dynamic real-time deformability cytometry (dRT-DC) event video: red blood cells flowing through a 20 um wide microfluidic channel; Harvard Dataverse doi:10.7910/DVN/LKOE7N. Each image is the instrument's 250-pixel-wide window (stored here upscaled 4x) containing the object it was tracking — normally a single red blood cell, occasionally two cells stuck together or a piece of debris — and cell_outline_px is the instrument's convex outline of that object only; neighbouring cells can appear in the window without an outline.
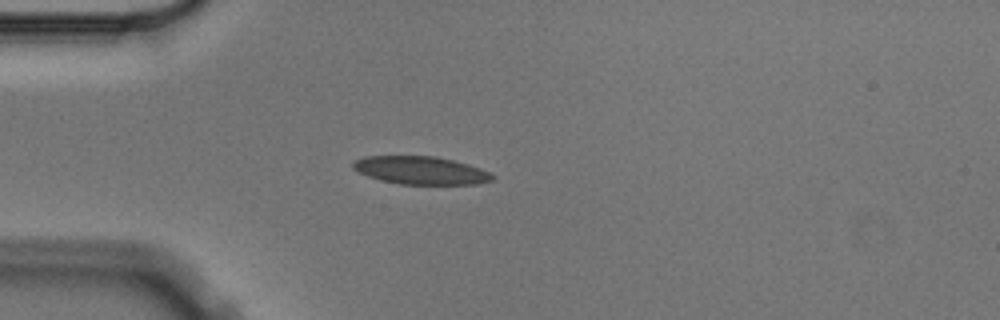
{"species": "Egyptian fruit bat (a non-hibernating species)", "species_latin": "Rousettus aegyptiacus", "temperature_condition": "cold", "stored_images_in_passage": 5, "camera_frame_rate_fps": 3000, "um_per_image_px": 0.085, "animal": {"sex": "male"}, "frame": {"image": 1, "passage_image": 4, "time_ms": 1.0, "image_size_px": [1000, 320], "cell_outline_px": [[496, 176], [492, 180], [476, 184], [400, 184], [380, 180], [368, 176], [352, 168], [352, 164], [356, 160], [364, 156], [436, 156], [468, 164], [480, 168]], "centroid_in_image_um": [35.76, 14.48], "position_along_channel_um": 49.2, "area_um2": 22.6}}